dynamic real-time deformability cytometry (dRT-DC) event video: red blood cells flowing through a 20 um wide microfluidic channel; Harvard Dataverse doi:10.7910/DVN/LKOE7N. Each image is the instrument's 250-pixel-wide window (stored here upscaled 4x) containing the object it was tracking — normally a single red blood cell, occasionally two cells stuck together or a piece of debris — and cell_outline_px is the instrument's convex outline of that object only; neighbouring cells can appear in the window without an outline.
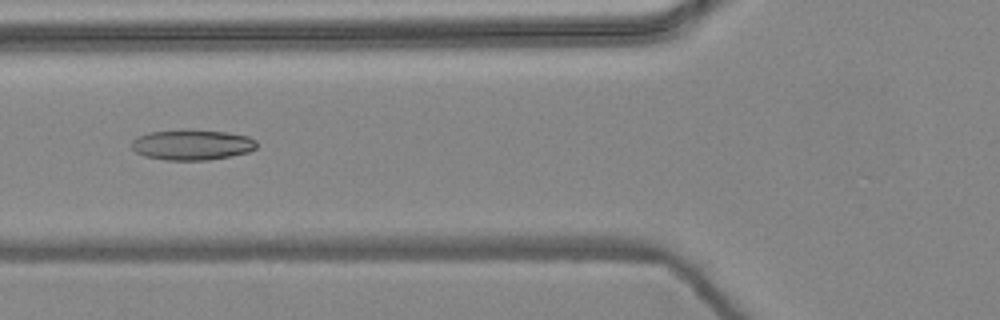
{"species": "common noctule bat (a hibernating species)", "species_latin": "Nyctalus noctula", "temperature_condition": "warm", "stored_images_in_passage": 6, "camera_frame_rate_fps": 3000, "um_per_image_px": 0.085, "animal": {"sex": "female", "body_mass_g": 24.6, "forearm_length_mm": 56.2}, "frame": {"image": 1, "passage_image": 3, "time_ms": 0.667, "image_size_px": [1000, 320], "cell_outline_px": [[256, 148], [248, 152], [232, 156], [208, 160], [164, 160], [144, 156], [136, 152], [132, 148], [132, 140], [148, 132], [228, 132], [248, 136], [256, 140]], "centroid_in_image_um": [16.35, 12.35], "position_along_channel_um": 109.5, "area_um2": 21.44}}
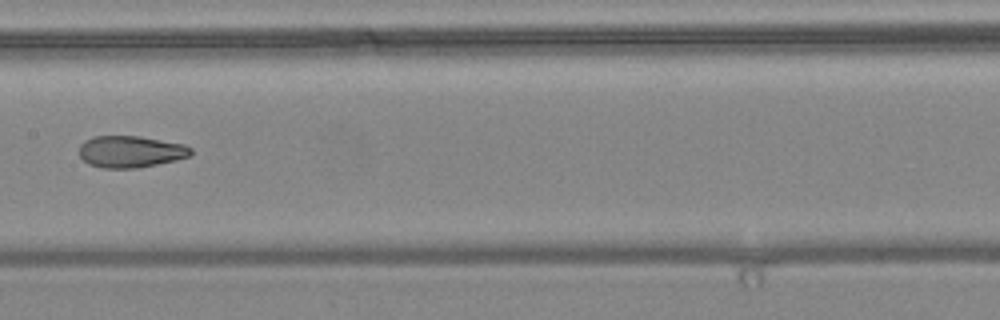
{"frame": {"image": 2, "passage_image": 5, "time_ms": 1.333, "image_size_px": [1000, 320], "cell_outline_px": [[192, 152], [188, 156], [176, 160], [136, 168], [100, 168], [88, 164], [80, 156], [80, 144], [84, 140], [92, 136], [140, 136], [184, 144], [192, 148]], "centroid_in_image_um": [11.07, 12.88], "position_along_channel_um": 196.3, "area_um2": 20.69}}
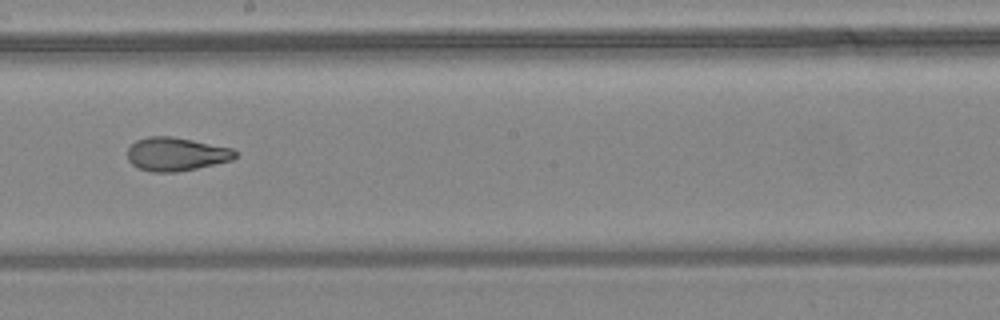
{"frame": {"image": 3, "passage_image": 6, "time_ms": 1.667, "image_size_px": [1000, 320], "cell_outline_px": [[236, 156], [232, 160], [196, 168], [176, 172], [152, 172], [140, 168], [132, 164], [128, 160], [128, 148], [136, 140], [148, 136], [172, 136], [232, 148], [236, 152]], "centroid_in_image_um": [14.95, 13.09], "position_along_channel_um": 233.2, "area_um2": 20.87}}